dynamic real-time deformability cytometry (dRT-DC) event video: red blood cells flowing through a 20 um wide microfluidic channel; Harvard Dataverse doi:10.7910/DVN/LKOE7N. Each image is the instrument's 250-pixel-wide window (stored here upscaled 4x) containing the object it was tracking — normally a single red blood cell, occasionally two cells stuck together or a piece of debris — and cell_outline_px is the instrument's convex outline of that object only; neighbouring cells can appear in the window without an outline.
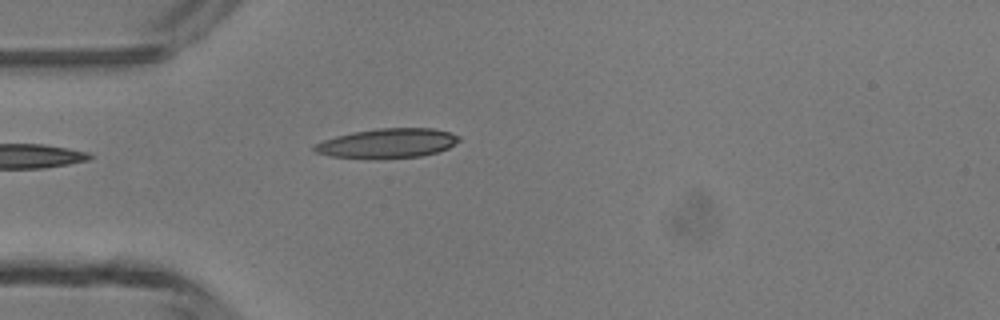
{"species": "common noctule bat (a hibernating species)", "species_latin": "Nyctalus noctula", "temperature_condition": "room temperature", "stored_images_in_passage": 5, "camera_frame_rate_fps": 3000, "um_per_image_px": 0.085, "animal": {"sex": "male", "body_mass_g": 13.3}, "frame": {"image": 1, "passage_image": 1, "time_ms": 0.0, "image_size_px": [1000, 320], "cell_outline_px": [[460, 140], [448, 148], [436, 152], [420, 156], [384, 160], [368, 160], [328, 156], [316, 152], [312, 148], [316, 144], [324, 140], [336, 136], [352, 132], [376, 128], [432, 128], [448, 132], [460, 136]], "centroid_in_image_um": [32.89, 12.2], "position_along_channel_um": 52.1, "area_um2": 25.37}}
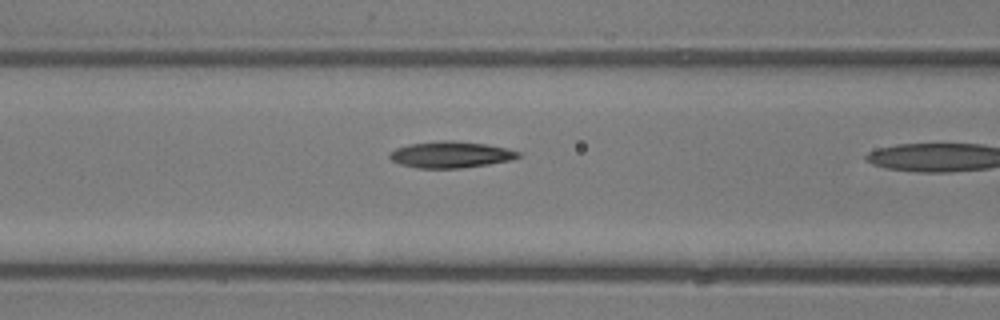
{"frame": {"image": 2, "passage_image": 4, "time_ms": 1.0, "image_size_px": [1000, 320], "cell_outline_px": [[520, 156], [508, 160], [488, 164], [460, 168], [416, 168], [400, 164], [392, 160], [388, 156], [388, 152], [396, 148], [408, 144], [440, 140], [452, 140], [484, 144], [508, 148], [520, 152]], "centroid_in_image_um": [38.25, 13.13], "position_along_channel_um": 128.3, "area_um2": 19.77}}